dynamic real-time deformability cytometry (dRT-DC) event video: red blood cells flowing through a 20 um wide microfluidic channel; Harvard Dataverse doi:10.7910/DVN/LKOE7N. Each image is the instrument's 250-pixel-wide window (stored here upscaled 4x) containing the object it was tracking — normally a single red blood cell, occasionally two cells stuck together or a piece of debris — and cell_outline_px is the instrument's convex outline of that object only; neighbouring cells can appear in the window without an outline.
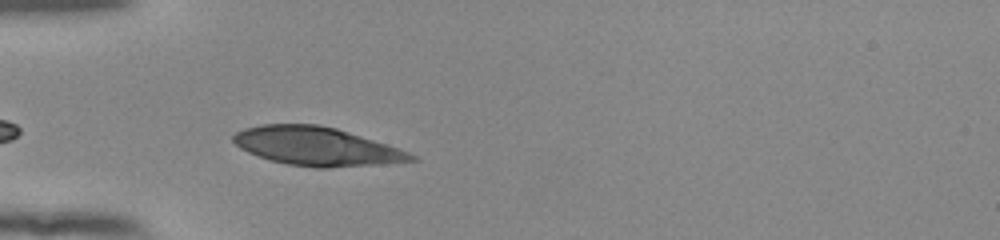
{"species": "human", "species_latin": "Homo sapiens", "temperature_condition": "room temperature", "stored_images_in_passage": 32, "camera_frame_rate_fps": 3000, "um_per_image_px": 0.085, "donor": {"sex": "female"}, "frame": {"image": 1, "passage_image": 3, "time_ms": 0.667, "image_size_px": [1000, 240], "cell_outline_px": [[420, 160], [380, 164], [328, 168], [316, 168], [288, 164], [272, 160], [248, 152], [240, 148], [232, 140], [232, 136], [236, 132], [244, 128], [260, 124], [320, 124], [336, 128], [408, 152], [416, 156]], "centroid_in_image_um": [26.87, 12.44], "position_along_channel_um": 58.1, "area_um2": 39.54}}
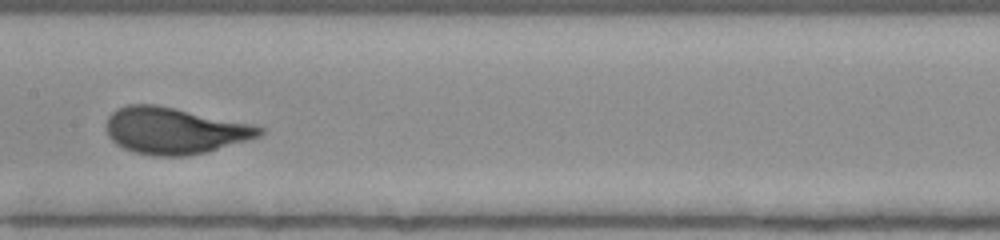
{"frame": {"image": 2, "passage_image": 14, "time_ms": 4.333, "image_size_px": [1000, 240], "cell_outline_px": [[264, 132], [260, 136], [248, 140], [208, 152], [188, 156], [152, 156], [136, 152], [124, 148], [116, 144], [108, 136], [104, 128], [108, 116], [116, 108], [128, 104], [156, 104], [256, 124], [264, 128]], "centroid_in_image_um": [14.84, 11.1], "position_along_channel_um": 192.6, "area_um2": 42.14}}
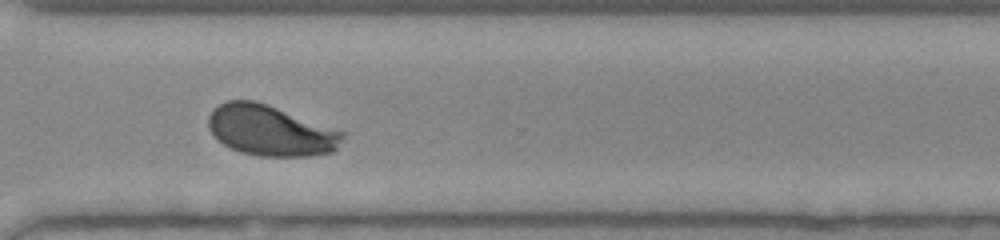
{"frame": {"image": 3, "passage_image": 26, "time_ms": 8.333, "image_size_px": [1000, 240], "cell_outline_px": [[348, 132], [336, 148], [332, 152], [308, 156], [260, 156], [240, 152], [224, 144], [208, 128], [208, 116], [212, 108], [228, 100], [256, 100], [268, 104]], "centroid_in_image_um": [23.03, 11.08], "position_along_channel_um": 347.6, "area_um2": 39.82}, "authors_computed_cell_mechanics": {"area_um2": 40.2288, "velocity_mm_per_s": 3.8668, "shape_relaxation_time_tau1_ms": 3.0725, "shape_relaxation_time_tau2_ms": null, "deformation_change_tau1": 0.1691, "deformation_change_tau2": null}}